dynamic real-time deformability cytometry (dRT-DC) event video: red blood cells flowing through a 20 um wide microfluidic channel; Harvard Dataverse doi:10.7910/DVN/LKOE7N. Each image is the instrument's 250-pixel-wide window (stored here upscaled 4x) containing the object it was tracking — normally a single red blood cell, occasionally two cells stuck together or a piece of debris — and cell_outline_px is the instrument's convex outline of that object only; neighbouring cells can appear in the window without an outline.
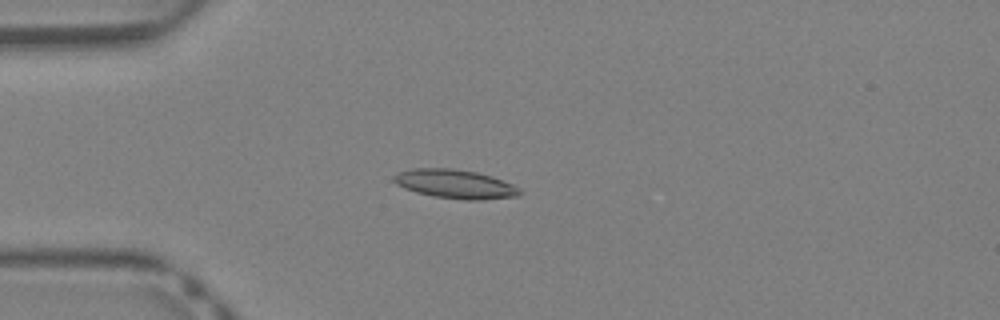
{"species": "Egyptian fruit bat (a non-hibernating species)", "species_latin": "Rousettus aegyptiacus", "temperature_condition": "warm", "stored_images_in_passage": 42, "camera_frame_rate_fps": 3000, "um_per_image_px": 0.085, "animal": {"sex": "female"}, "frame": {"image": 1, "passage_image": 12, "time_ms": 3.667, "image_size_px": [1000, 320], "cell_outline_px": [[524, 192], [516, 196], [484, 200], [464, 200], [432, 196], [416, 192], [404, 188], [396, 184], [392, 180], [392, 176], [396, 172], [412, 168], [452, 168], [476, 172], [492, 176], [512, 184], [520, 188]], "centroid_in_image_um": [38.66, 15.64], "position_along_channel_um": 46.3, "area_um2": 21.5}}
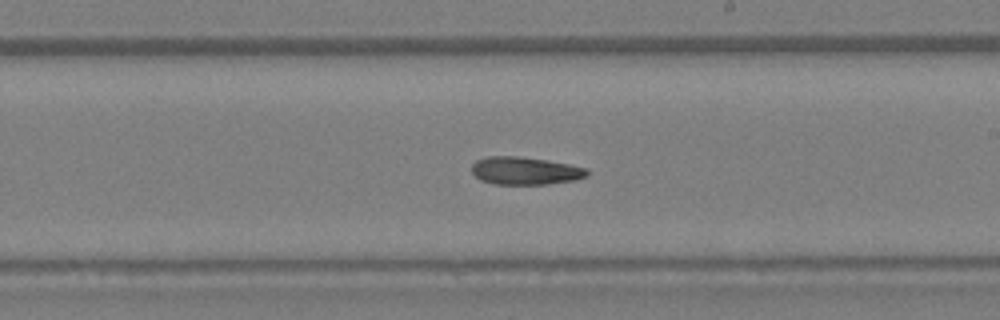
{"frame": {"image": 2, "passage_image": 25, "time_ms": 8.0, "image_size_px": [1000, 320], "cell_outline_px": [[588, 176], [572, 180], [548, 184], [492, 184], [480, 180], [472, 172], [472, 164], [476, 160], [488, 156], [516, 156], [548, 160], [588, 168]], "centroid_in_image_um": [44.62, 14.51], "position_along_channel_um": 244.4, "area_um2": 18.67}}
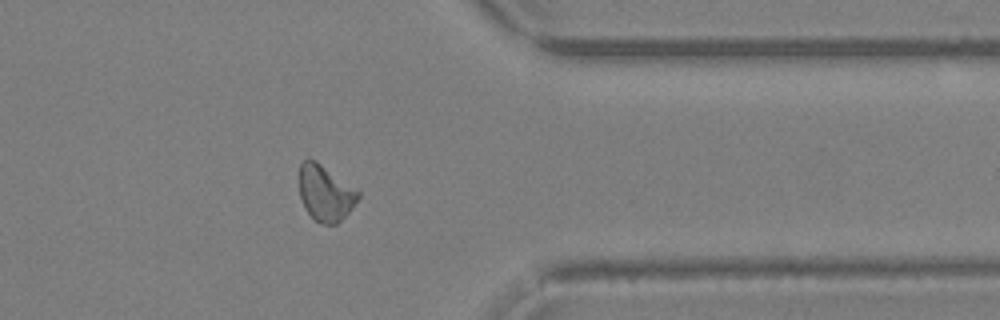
{"frame": {"image": 3, "passage_image": 34, "time_ms": 11.0, "image_size_px": [1000, 320], "cell_outline_px": [[360, 196], [348, 212], [336, 224], [320, 224], [308, 212], [300, 196], [300, 164], [304, 160], [316, 160], [360, 192]], "centroid_in_image_um": [27.66, 16.41], "position_along_channel_um": 383.7, "area_um2": 18.67}}